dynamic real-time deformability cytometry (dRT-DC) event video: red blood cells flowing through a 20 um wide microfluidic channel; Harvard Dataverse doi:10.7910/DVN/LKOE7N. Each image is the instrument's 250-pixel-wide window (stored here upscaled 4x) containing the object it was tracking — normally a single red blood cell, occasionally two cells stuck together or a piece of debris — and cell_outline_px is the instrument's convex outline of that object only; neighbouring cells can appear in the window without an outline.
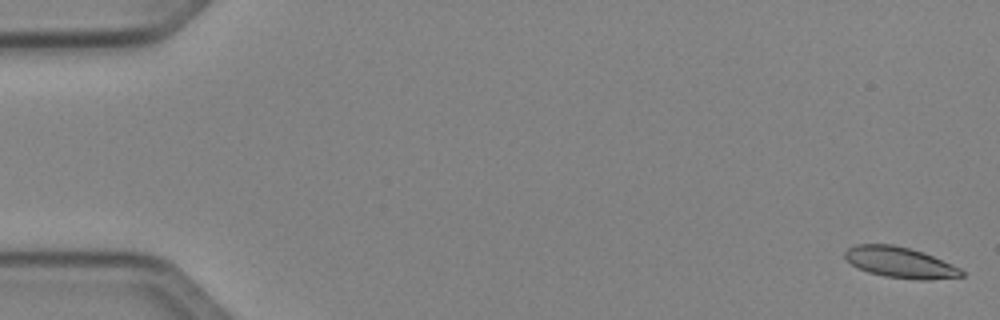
{"species": "Egyptian fruit bat (a non-hibernating species)", "species_latin": "Rousettus aegyptiacus", "temperature_condition": "cold", "stored_images_in_passage": 51, "camera_frame_rate_fps": 3000, "um_per_image_px": 0.085, "animal": {"sex": "female"}, "frame": {"image": 1, "passage_image": 1, "time_ms": 0.0, "image_size_px": [1000, 320], "cell_outline_px": [[964, 276], [928, 280], [916, 280], [884, 276], [868, 272], [852, 264], [844, 256], [844, 252], [848, 248], [856, 244], [892, 244], [924, 252], [952, 264], [960, 268], [964, 272]], "centroid_in_image_um": [76.53, 22.31], "position_along_channel_um": 8.5, "area_um2": 20.92}}
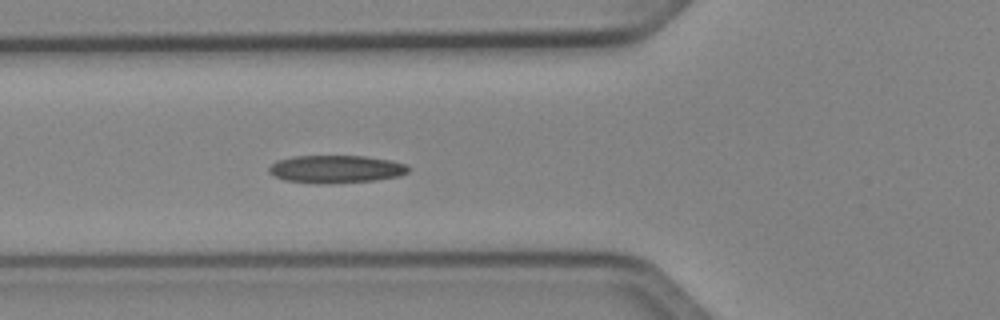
{"frame": {"image": 2, "passage_image": 19, "time_ms": 6.0, "image_size_px": [1000, 320], "cell_outline_px": [[412, 168], [408, 172], [400, 176], [376, 180], [328, 184], [320, 184], [284, 180], [268, 172], [268, 168], [276, 160], [292, 156], [364, 156], [392, 160], [408, 164]], "centroid_in_image_um": [28.6, 14.37], "position_along_channel_um": 97.2, "area_um2": 22.89}}
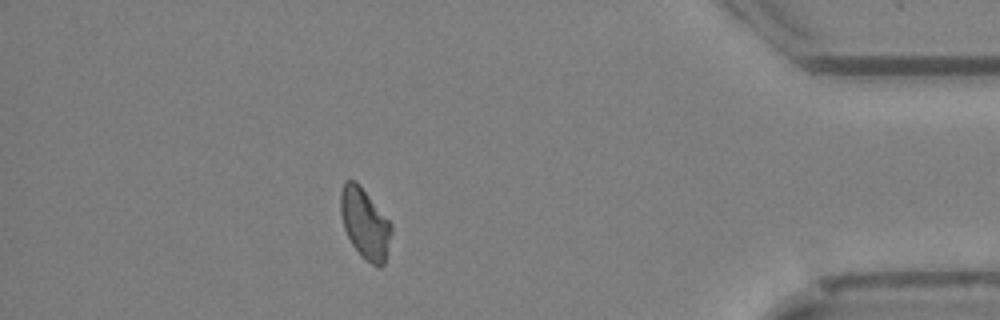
{"frame": {"image": 3, "passage_image": 45, "time_ms": 14.667, "image_size_px": [1000, 320], "cell_outline_px": [[392, 232], [384, 264], [380, 268], [372, 264], [360, 256], [352, 244], [344, 228], [340, 212], [340, 192], [344, 180], [356, 180], [392, 224]], "centroid_in_image_um": [31.01, 18.99], "position_along_channel_um": 404.2, "area_um2": 20.87}, "authors_computed_cell_mechanics": {"area_um2": 21.1548, "velocity_mm_per_s": 4.0259, "shape_relaxation_time_tau1_ms": 5.6481, "shape_relaxation_time_tau2_ms": 4.7212, "deformation_change_tau1": 0.1578, "deformation_change_tau2": 0.1111}}